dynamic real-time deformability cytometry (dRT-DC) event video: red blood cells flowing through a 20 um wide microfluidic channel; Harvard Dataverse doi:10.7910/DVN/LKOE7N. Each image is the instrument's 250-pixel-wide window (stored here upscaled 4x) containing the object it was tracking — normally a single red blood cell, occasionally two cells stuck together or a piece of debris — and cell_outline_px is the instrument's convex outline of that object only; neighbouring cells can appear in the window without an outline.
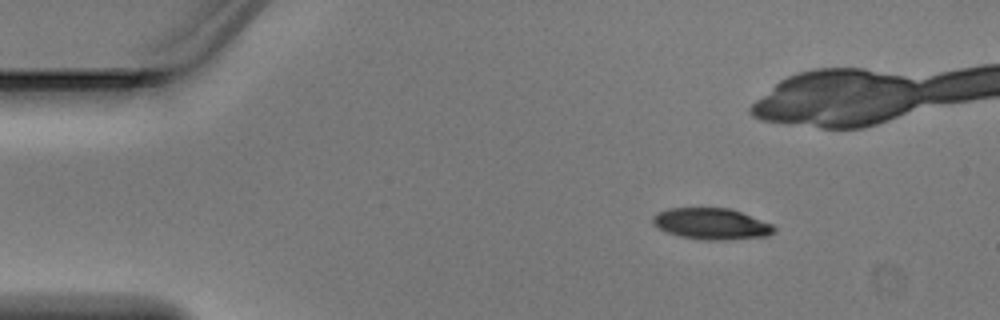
{"species": "Egyptian fruit bat (a non-hibernating species)", "species_latin": "Rousettus aegyptiacus", "temperature_condition": "warm", "stored_images_in_passage": 6, "camera_frame_rate_fps": 3000, "um_per_image_px": 0.085, "animal": {"sex": "male"}, "frame": {"image": 1, "passage_image": 1, "time_ms": 0.0, "image_size_px": [1000, 320], "cell_outline_px": [[776, 232], [768, 236], [728, 240], [700, 240], [680, 236], [668, 232], [652, 224], [652, 216], [656, 212], [668, 208], [728, 208], [740, 212], [772, 224], [776, 228]], "centroid_in_image_um": [60.47, 19.03], "position_along_channel_um": 24.5, "area_um2": 22.2}}